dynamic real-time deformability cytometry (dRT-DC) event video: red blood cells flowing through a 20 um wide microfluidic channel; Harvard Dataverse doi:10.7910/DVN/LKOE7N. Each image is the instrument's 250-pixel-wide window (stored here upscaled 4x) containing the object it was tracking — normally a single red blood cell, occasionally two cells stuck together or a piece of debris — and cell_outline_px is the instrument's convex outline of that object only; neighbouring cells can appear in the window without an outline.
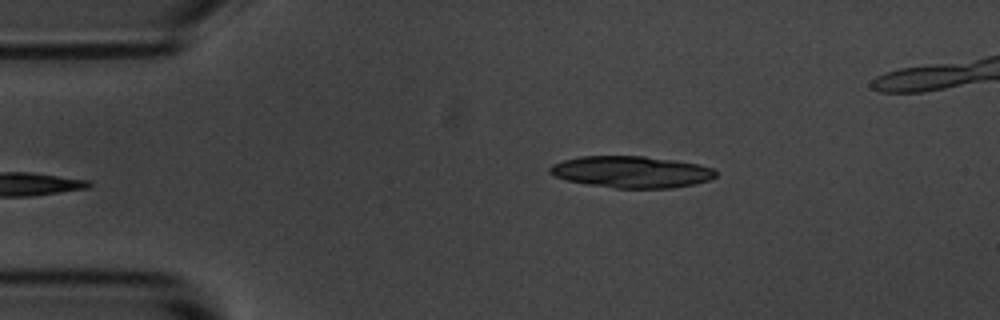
{"species": "common noctule bat (a hibernating species)", "species_latin": "Nyctalus noctula", "temperature_condition": "room temperature", "stored_images_in_passage": 6, "camera_frame_rate_fps": 3000, "um_per_image_px": 0.085, "animal": {"sex": "male", "body_mass_g": 20.1, "forearm_length_mm": 53.5}, "frame": {"image": 1, "passage_image": 6, "time_ms": 5.667, "image_size_px": [1000, 320], "cell_outline_px": [[716, 176], [712, 180], [672, 188], [616, 188], [588, 184], [568, 180], [552, 176], [548, 172], [548, 168], [552, 164], [564, 160], [580, 156], [644, 156], [672, 160], [696, 164], [716, 168]], "centroid_in_image_um": [53.66, 14.61], "position_along_channel_um": 31.3, "area_um2": 30.63}}